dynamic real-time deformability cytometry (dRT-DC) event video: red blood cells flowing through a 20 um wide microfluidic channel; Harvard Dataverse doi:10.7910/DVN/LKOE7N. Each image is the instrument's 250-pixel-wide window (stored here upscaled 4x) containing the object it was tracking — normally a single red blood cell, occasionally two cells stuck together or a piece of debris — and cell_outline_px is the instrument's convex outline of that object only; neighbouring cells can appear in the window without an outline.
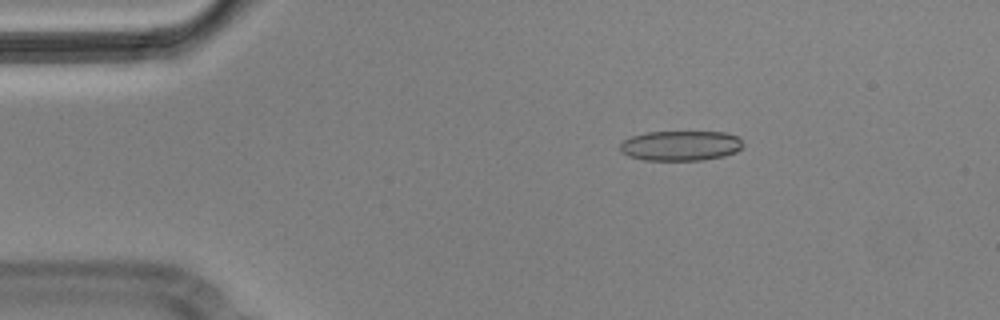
{"species": "Egyptian fruit bat (a non-hibernating species)", "species_latin": "Rousettus aegyptiacus", "temperature_condition": "cold", "stored_images_in_passage": 5, "camera_frame_rate_fps": 3000, "um_per_image_px": 0.085, "animal": {"sex": "male"}, "frame": {"image": 1, "passage_image": 3, "time_ms": 0.667, "image_size_px": [1000, 320], "cell_outline_px": [[744, 144], [736, 152], [724, 156], [700, 160], [644, 160], [628, 156], [620, 152], [620, 144], [624, 140], [632, 136], [648, 132], [724, 132], [740, 136], [744, 140]], "centroid_in_image_um": [57.88, 12.38], "position_along_channel_um": 27.1, "area_um2": 21.68}}